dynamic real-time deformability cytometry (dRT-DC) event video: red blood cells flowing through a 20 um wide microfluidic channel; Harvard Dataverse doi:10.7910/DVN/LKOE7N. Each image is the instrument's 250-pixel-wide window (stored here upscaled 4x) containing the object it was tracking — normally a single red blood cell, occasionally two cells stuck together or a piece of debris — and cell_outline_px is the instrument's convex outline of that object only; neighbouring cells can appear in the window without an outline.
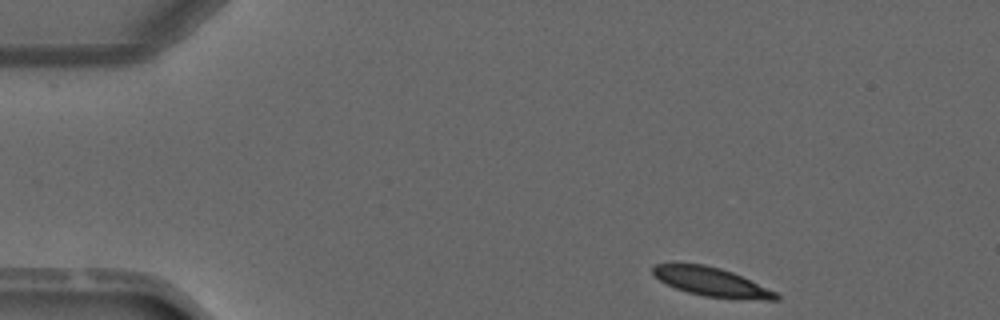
{"species": "common noctule bat (a hibernating species)", "species_latin": "Nyctalus noctula", "temperature_condition": "warm", "stored_images_in_passage": 4, "segment_of_instrument_passage": [1, 2], "camera_frame_rate_fps": 3000, "um_per_image_px": 0.085, "animal": {"sex": "male", "forearm_length_mm": 52.5}, "frame": {"image": 1, "passage_image": 1, "time_ms": 0.0, "image_size_px": [1000, 320], "cell_outline_px": [[780, 300], [768, 300], [704, 296], [688, 292], [676, 288], [660, 280], [652, 272], [652, 268], [656, 264], [704, 264], [720, 268], [732, 272], [776, 292], [780, 296]], "centroid_in_image_um": [60.49, 23.96], "position_along_channel_um": 24.5, "area_um2": 20.17}}
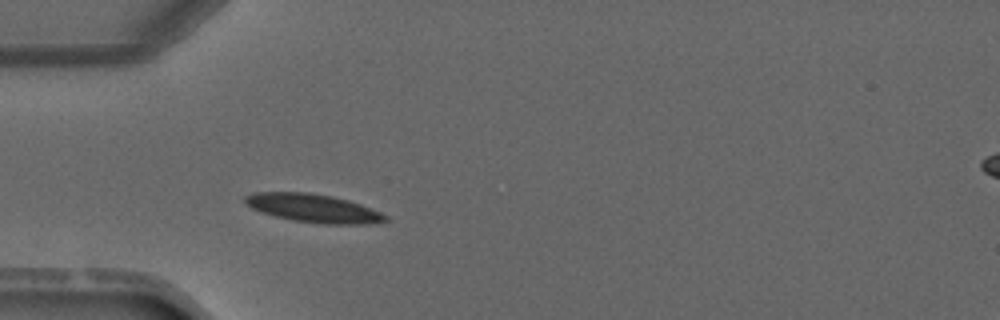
{"frame": {"image": 2, "passage_image": 3, "time_ms": 2.333, "image_size_px": [1000, 320], "cell_outline_px": [[388, 220], [376, 224], [324, 224], [292, 220], [276, 216], [252, 208], [244, 204], [244, 196], [256, 192], [308, 192], [332, 196], [348, 200], [360, 204], [380, 212], [388, 216]], "centroid_in_image_um": [26.66, 17.7], "position_along_channel_um": 58.3, "area_um2": 23.18}}